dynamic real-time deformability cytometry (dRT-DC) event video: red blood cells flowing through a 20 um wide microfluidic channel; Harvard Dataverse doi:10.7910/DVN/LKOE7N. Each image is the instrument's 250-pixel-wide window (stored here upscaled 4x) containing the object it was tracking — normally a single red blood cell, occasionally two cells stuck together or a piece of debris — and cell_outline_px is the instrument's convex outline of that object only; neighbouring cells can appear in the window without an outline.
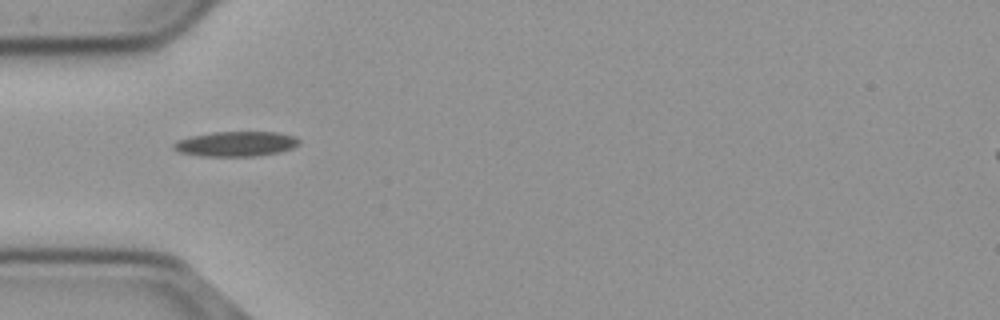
{"species": "common noctule bat (a hibernating species)", "species_latin": "Nyctalus noctula", "temperature_condition": "cold", "stored_images_in_passage": 39, "camera_frame_rate_fps": 3000, "um_per_image_px": 0.085, "animal": {"sex": "male", "body_mass_g": 23.1, "forearm_length_mm": 52.7}, "frame": {"image": 1, "passage_image": 1, "time_ms": 0.0, "image_size_px": [1000, 320], "cell_outline_px": [[300, 144], [292, 148], [280, 152], [256, 156], [200, 156], [180, 152], [172, 148], [172, 144], [176, 140], [192, 136], [212, 132], [276, 132], [296, 136], [300, 140]], "centroid_in_image_um": [20.06, 12.23], "position_along_channel_um": 64.9, "area_um2": 18.38}}
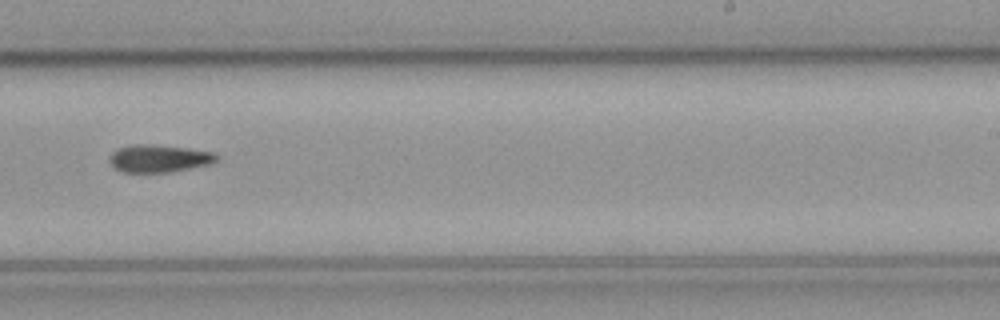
{"frame": {"image": 2, "passage_image": 18, "time_ms": 5.667, "image_size_px": [1000, 320], "cell_outline_px": [[220, 160], [212, 164], [172, 172], [124, 172], [116, 168], [108, 160], [108, 156], [112, 152], [120, 148], [132, 144], [148, 144], [188, 148], [212, 152], [220, 156]], "centroid_in_image_um": [13.56, 13.47], "position_along_channel_um": 275.4, "area_um2": 17.34}}
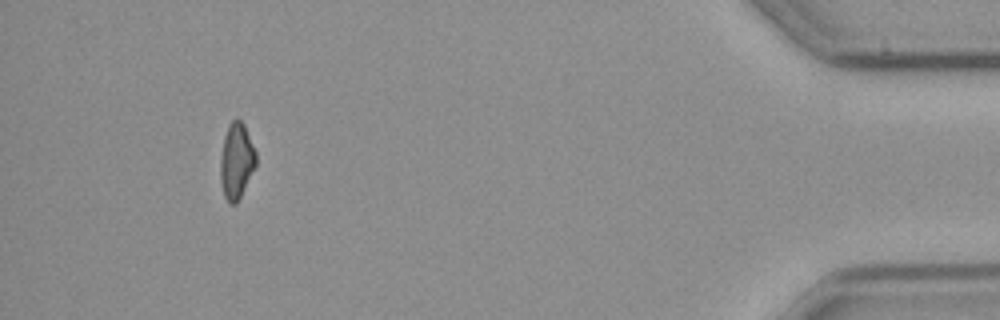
{"frame": {"image": 3, "passage_image": 35, "time_ms": 11.333, "image_size_px": [1000, 320], "cell_outline_px": [[256, 164], [236, 204], [228, 204], [224, 196], [220, 180], [220, 156], [224, 136], [228, 124], [236, 116], [244, 124], [256, 152]], "centroid_in_image_um": [20.07, 13.65], "position_along_channel_um": 415.1, "area_um2": 15.78}}